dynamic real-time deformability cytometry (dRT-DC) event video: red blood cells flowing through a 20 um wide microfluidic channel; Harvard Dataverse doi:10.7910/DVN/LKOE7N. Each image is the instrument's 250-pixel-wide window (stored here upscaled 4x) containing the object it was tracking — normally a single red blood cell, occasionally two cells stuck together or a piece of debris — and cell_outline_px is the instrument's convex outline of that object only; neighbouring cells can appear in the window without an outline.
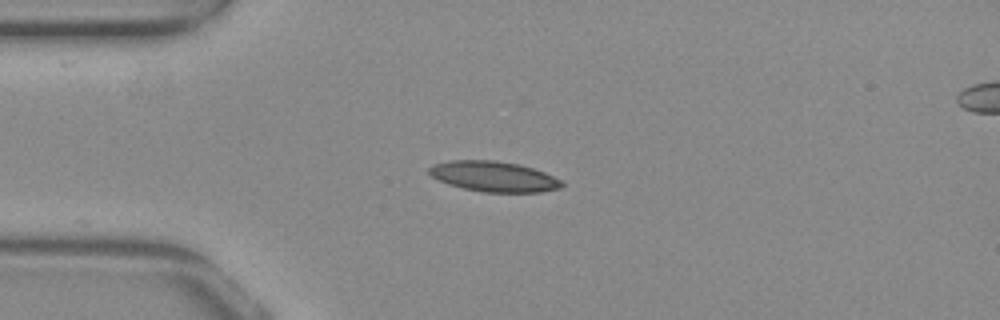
{"species": "common noctule bat (a hibernating species)", "species_latin": "Nyctalus noctula", "temperature_condition": "warm", "stored_images_in_passage": 38, "camera_frame_rate_fps": 3000, "um_per_image_px": 0.085, "animal": {"sex": "female", "body_mass_g": 29.2, "forearm_length_mm": 56.3}, "frame": {"image": 1, "passage_image": 1, "time_ms": 0.0, "image_size_px": [1000, 320], "cell_outline_px": [[564, 184], [560, 188], [540, 192], [484, 192], [464, 188], [448, 184], [432, 176], [428, 172], [428, 168], [432, 164], [448, 160], [496, 160], [520, 164], [544, 172], [560, 180]], "centroid_in_image_um": [41.95, 14.99], "position_along_channel_um": 43.1, "area_um2": 23.47}}
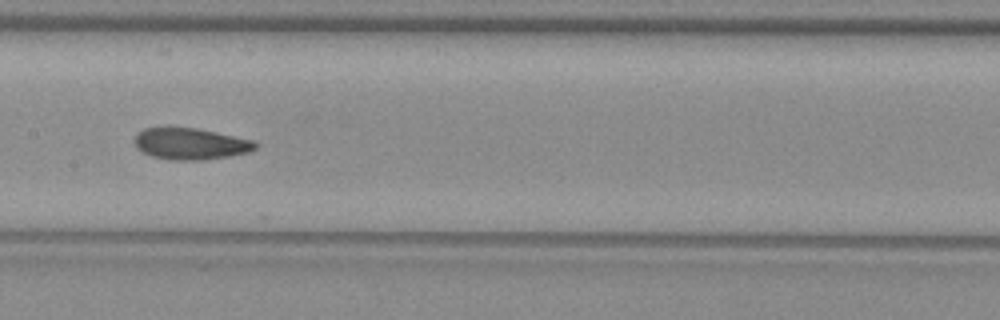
{"frame": {"image": 2, "passage_image": 14, "time_ms": 4.333, "image_size_px": [1000, 320], "cell_outline_px": [[260, 144], [252, 152], [204, 160], [168, 160], [152, 156], [140, 152], [136, 148], [132, 140], [136, 132], [144, 128], [196, 128], [216, 132], [252, 140]], "centroid_in_image_um": [16.16, 12.23], "position_along_channel_um": 191.2, "area_um2": 22.48}}
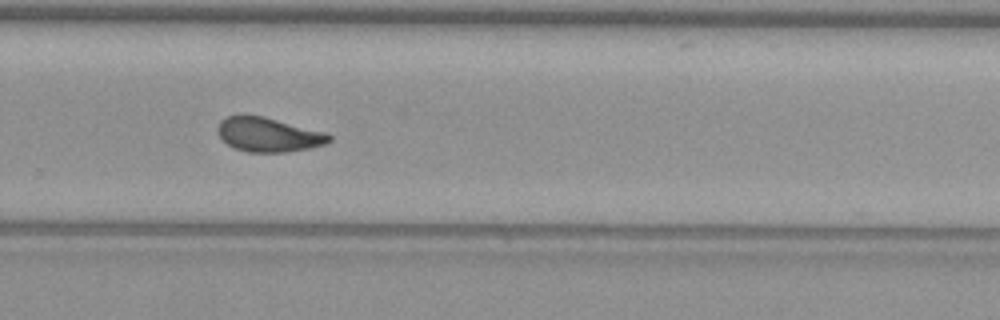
{"frame": {"image": 3, "passage_image": 23, "time_ms": 7.333, "image_size_px": [1000, 320], "cell_outline_px": [[332, 140], [324, 144], [308, 148], [284, 152], [248, 152], [232, 148], [220, 136], [216, 128], [220, 120], [228, 116], [264, 116], [324, 132], [332, 136]], "centroid_in_image_um": [22.8, 11.45], "position_along_channel_um": 307.0, "area_um2": 22.02}, "authors_computed_cell_mechanics": {"area_um2": 22.4264, "velocity_mm_per_s": 3.8768, "shape_relaxation_time_tau1_ms": null, "shape_relaxation_time_tau2_ms": 2.2541, "deformation_change_tau1": null, "deformation_change_tau2": 0.0912}}